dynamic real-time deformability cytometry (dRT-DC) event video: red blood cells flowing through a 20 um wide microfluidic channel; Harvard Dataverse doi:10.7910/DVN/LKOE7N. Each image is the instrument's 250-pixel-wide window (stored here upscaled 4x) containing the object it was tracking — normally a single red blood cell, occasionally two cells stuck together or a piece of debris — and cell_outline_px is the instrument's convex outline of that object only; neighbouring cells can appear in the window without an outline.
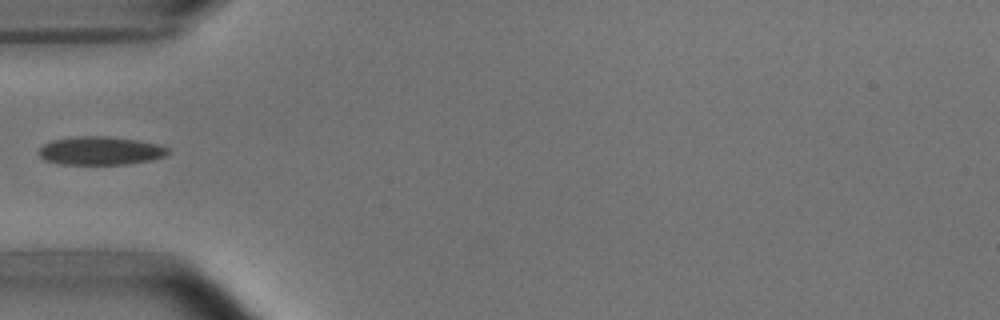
{"species": "common noctule bat (a hibernating species)", "species_latin": "Nyctalus noctula", "temperature_condition": "room temperature", "stored_images_in_passage": 4, "camera_frame_rate_fps": 3000, "um_per_image_px": 0.085, "animal": {"sex": "male", "body_mass_g": 15.6}, "frame": {"image": 1, "passage_image": 3, "time_ms": 2.333, "image_size_px": [1000, 320], "cell_outline_px": [[168, 152], [164, 156], [148, 160], [128, 164], [60, 164], [44, 160], [36, 152], [44, 144], [52, 140], [76, 136], [108, 136], [136, 140], [160, 144], [168, 148]], "centroid_in_image_um": [8.49, 12.81], "position_along_channel_um": 76.5, "area_um2": 21.33}}